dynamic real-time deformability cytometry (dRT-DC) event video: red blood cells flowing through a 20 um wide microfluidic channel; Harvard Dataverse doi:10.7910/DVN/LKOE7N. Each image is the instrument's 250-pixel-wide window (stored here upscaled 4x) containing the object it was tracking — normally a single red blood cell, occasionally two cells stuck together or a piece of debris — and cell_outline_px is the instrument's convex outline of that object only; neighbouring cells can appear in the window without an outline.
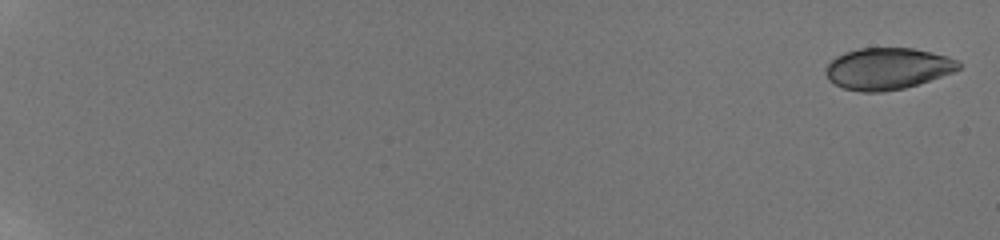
{"species": "human", "species_latin": "Homo sapiens", "temperature_condition": "room temperature", "stored_images_in_passage": 52, "camera_frame_rate_fps": 3000, "um_per_image_px": 0.085, "donor": {"sex": "male"}, "frame": {"image": 1, "passage_image": 1, "time_ms": 0.0, "image_size_px": [1000, 240], "cell_outline_px": [[960, 68], [952, 72], [904, 88], [884, 92], [860, 92], [844, 88], [828, 80], [824, 72], [824, 68], [836, 56], [844, 52], [860, 48], [912, 48], [948, 56], [960, 60]], "centroid_in_image_um": [75.41, 5.83], "position_along_channel_um": 9.6, "area_um2": 32.19}}
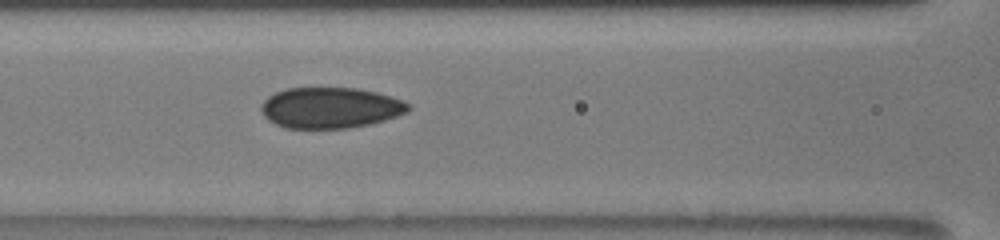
{"frame": {"image": 2, "passage_image": 29, "time_ms": 9.667, "image_size_px": [1000, 240], "cell_outline_px": [[412, 108], [408, 112], [384, 120], [368, 124], [348, 128], [284, 128], [268, 120], [264, 116], [260, 108], [260, 104], [268, 96], [276, 92], [288, 88], [356, 88], [376, 92], [392, 96], [404, 100], [412, 104]], "centroid_in_image_um": [28.1, 9.16], "position_along_channel_um": 138.5, "area_um2": 35.26}}
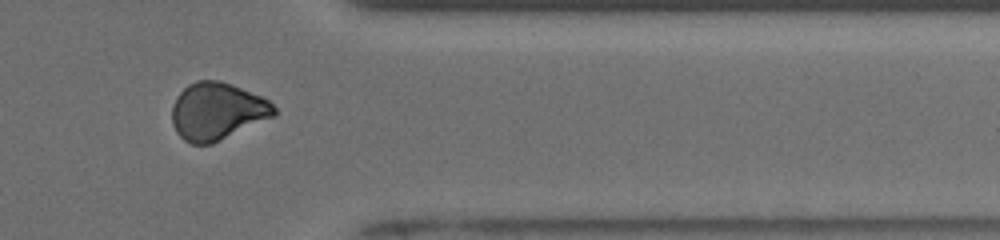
{"frame": {"image": 3, "passage_image": 47, "time_ms": 16.333, "image_size_px": [1000, 240], "cell_outline_px": [[276, 116], [212, 144], [192, 144], [184, 140], [176, 132], [172, 124], [172, 104], [176, 96], [188, 84], [196, 80], [220, 80], [260, 96], [268, 100], [276, 108]], "centroid_in_image_um": [18.44, 9.47], "position_along_channel_um": 393.0, "area_um2": 34.28}, "authors_computed_cell_mechanics": {"area_um2": 34.3621, "velocity_mm_per_s": 3.8914, "shape_relaxation_time_tau1_ms": null, "shape_relaxation_time_tau2_ms": 2.7714, "deformation_change_tau1": null, "deformation_change_tau2": 0.0555}}